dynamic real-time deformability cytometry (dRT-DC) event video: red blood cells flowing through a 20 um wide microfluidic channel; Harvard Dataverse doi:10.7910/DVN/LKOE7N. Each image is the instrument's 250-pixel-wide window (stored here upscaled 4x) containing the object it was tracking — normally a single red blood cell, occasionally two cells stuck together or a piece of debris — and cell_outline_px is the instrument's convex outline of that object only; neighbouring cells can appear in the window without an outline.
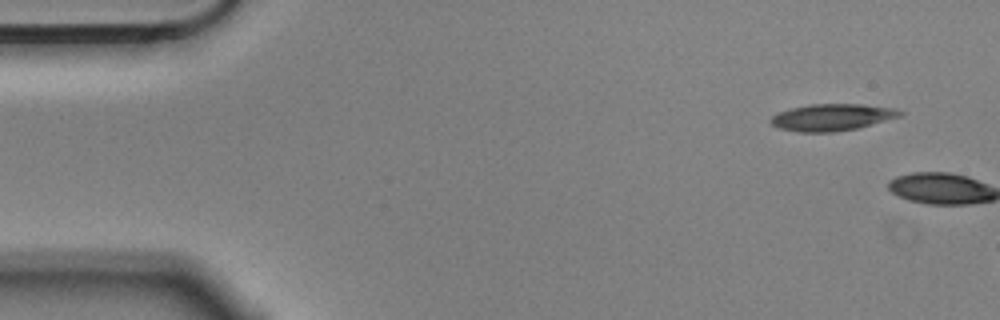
{"species": "Egyptian fruit bat (a non-hibernating species)", "species_latin": "Rousettus aegyptiacus", "temperature_condition": "cold", "stored_images_in_passage": 2, "camera_frame_rate_fps": 3000, "um_per_image_px": 0.085, "animal": {"sex": "male"}, "frame": {"image": 1, "passage_image": 1, "time_ms": 0.0, "image_size_px": [1000, 320], "cell_outline_px": [[904, 116], [856, 128], [836, 132], [800, 132], [780, 128], [772, 124], [768, 120], [772, 116], [788, 108], [812, 104], [860, 104], [892, 108], [904, 112]], "centroid_in_image_um": [70.73, 9.97], "position_along_channel_um": 14.3, "area_um2": 20.17}}